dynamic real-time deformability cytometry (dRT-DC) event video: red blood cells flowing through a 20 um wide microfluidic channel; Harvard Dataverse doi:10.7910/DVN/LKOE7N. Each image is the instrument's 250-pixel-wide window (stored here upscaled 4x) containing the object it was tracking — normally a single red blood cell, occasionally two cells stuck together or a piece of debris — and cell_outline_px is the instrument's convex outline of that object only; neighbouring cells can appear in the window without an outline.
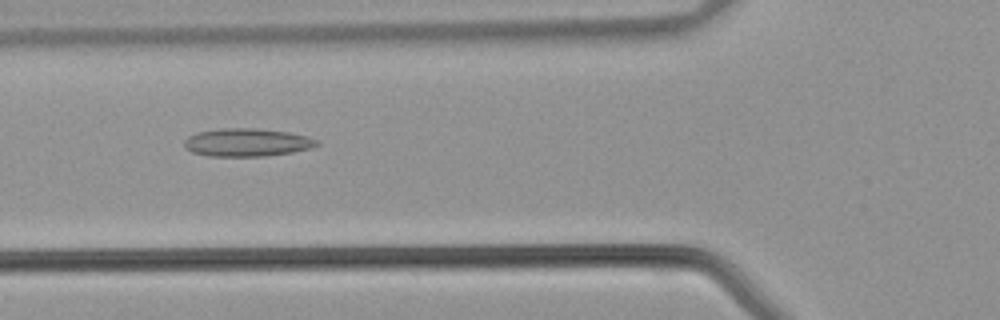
{"species": "common noctule bat (a hibernating species)", "species_latin": "Nyctalus noctula", "temperature_condition": "warm", "stored_images_in_passage": 35, "camera_frame_rate_fps": 3000, "um_per_image_px": 0.085, "animal": {"sex": "male", "body_mass_g": 21.5, "forearm_length_mm": 52.0}, "frame": {"image": 1, "passage_image": 9, "time_ms": 2.667, "image_size_px": [1000, 320], "cell_outline_px": [[320, 144], [312, 148], [292, 152], [264, 156], [208, 156], [192, 152], [184, 148], [184, 140], [188, 136], [196, 132], [220, 128], [256, 128], [288, 132], [308, 136], [316, 140]], "centroid_in_image_um": [20.97, 12.1], "position_along_channel_um": 104.8, "area_um2": 21.79}}
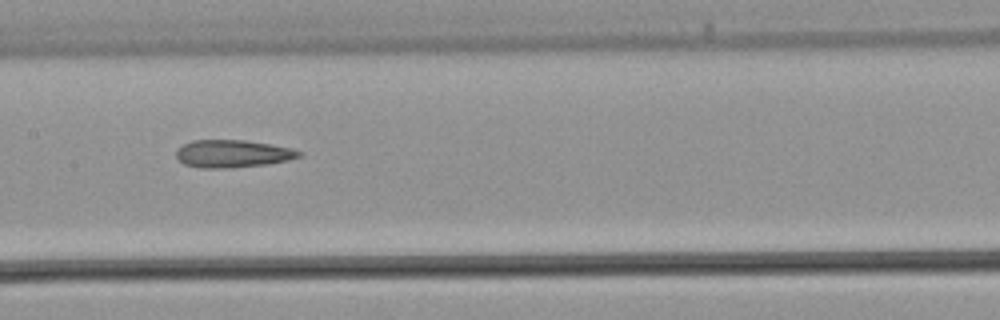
{"frame": {"image": 2, "passage_image": 14, "time_ms": 4.333, "image_size_px": [1000, 320], "cell_outline_px": [[304, 156], [288, 160], [268, 164], [232, 168], [200, 168], [184, 164], [176, 156], [176, 148], [192, 140], [244, 140], [292, 148], [304, 152]], "centroid_in_image_um": [19.8, 13.07], "position_along_channel_um": 187.6, "area_um2": 19.94}}
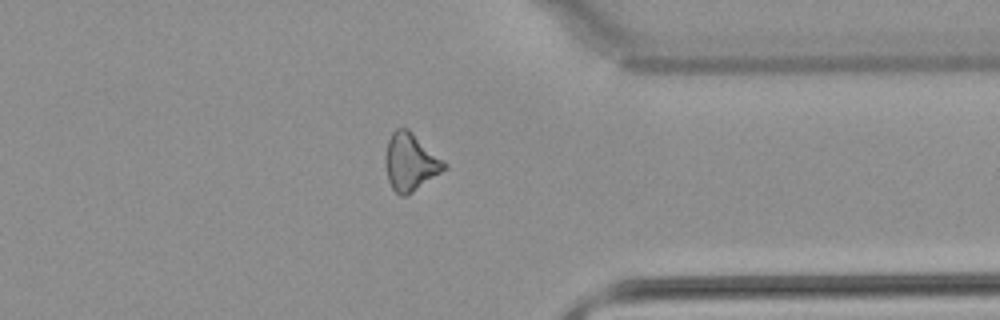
{"frame": {"image": 3, "passage_image": 26, "time_ms": 8.333, "image_size_px": [1000, 320], "cell_outline_px": [[448, 168], [408, 196], [400, 196], [392, 188], [388, 180], [388, 140], [392, 132], [396, 128], [408, 128], [444, 160], [448, 164]], "centroid_in_image_um": [34.96, 13.8], "position_along_channel_um": 376.4, "area_um2": 19.42}}